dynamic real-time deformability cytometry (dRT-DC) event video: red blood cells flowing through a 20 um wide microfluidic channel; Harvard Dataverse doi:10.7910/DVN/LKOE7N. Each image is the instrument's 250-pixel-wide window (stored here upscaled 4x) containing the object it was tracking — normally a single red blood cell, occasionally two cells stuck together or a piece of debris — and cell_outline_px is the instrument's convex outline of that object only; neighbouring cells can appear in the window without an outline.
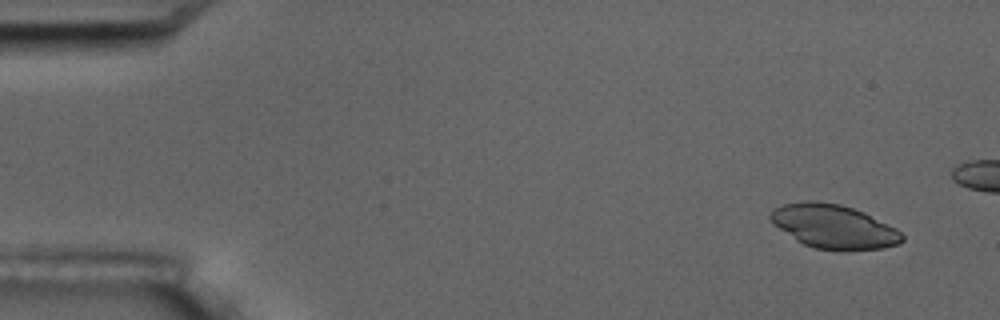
{"species": "common noctule bat (a hibernating species)", "species_latin": "Nyctalus noctula", "temperature_condition": "room temperature", "stored_images_in_passage": 5, "camera_frame_rate_fps": 3000, "um_per_image_px": 0.085, "animal": {"sex": "male", "body_mass_g": 17.5, "forearm_length_mm": 52.3}, "frame": {"image": 1, "passage_image": 1, "time_ms": 0.0, "image_size_px": [1000, 320], "cell_outline_px": [[904, 240], [900, 244], [884, 248], [848, 252], [844, 252], [812, 248], [796, 240], [780, 228], [768, 216], [772, 208], [784, 204], [808, 200], [816, 200], [840, 204], [864, 212], [896, 228], [904, 236]], "centroid_in_image_um": [70.9, 19.28], "position_along_channel_um": 14.1, "area_um2": 34.1}}